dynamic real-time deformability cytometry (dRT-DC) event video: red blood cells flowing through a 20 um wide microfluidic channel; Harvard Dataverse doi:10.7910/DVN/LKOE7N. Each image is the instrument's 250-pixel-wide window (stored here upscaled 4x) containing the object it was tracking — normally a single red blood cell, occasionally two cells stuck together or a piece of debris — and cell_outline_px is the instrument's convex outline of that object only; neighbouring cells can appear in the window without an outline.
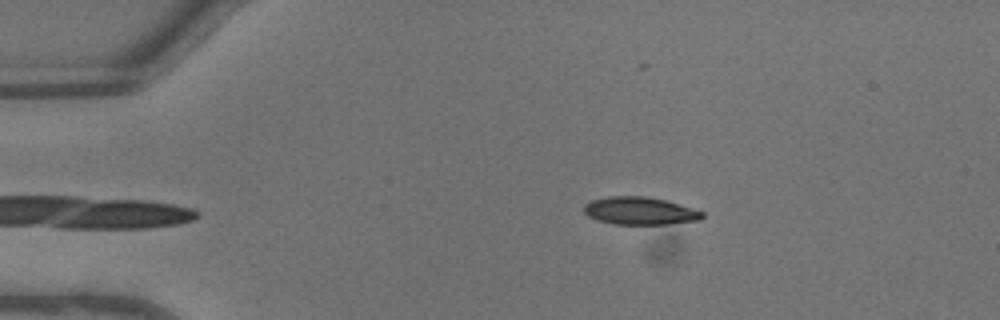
{"species": "common noctule bat (a hibernating species)", "species_latin": "Nyctalus noctula", "temperature_condition": "warm", "stored_images_in_passage": 37, "camera_frame_rate_fps": 3000, "um_per_image_px": 0.085, "animal": {"sex": "male", "body_mass_g": 13.3}, "frame": {"image": 1, "passage_image": 1, "time_ms": 0.0, "image_size_px": [1000, 320], "cell_outline_px": [[704, 216], [700, 220], [664, 224], [612, 224], [596, 220], [588, 216], [584, 212], [584, 204], [592, 200], [608, 196], [644, 196], [668, 200], [704, 212]], "centroid_in_image_um": [54.38, 17.92], "position_along_channel_um": 30.6, "area_um2": 19.19}}
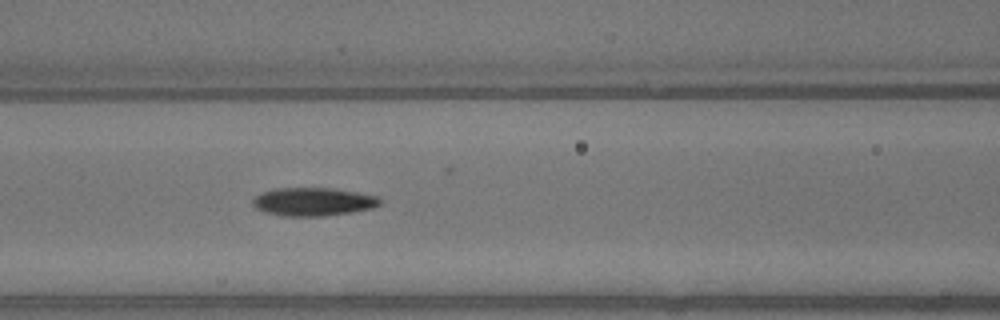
{"frame": {"image": 2, "passage_image": 12, "time_ms": 3.667, "image_size_px": [1000, 320], "cell_outline_px": [[384, 200], [380, 204], [372, 208], [352, 212], [324, 216], [284, 216], [264, 212], [256, 208], [252, 204], [252, 200], [256, 196], [264, 192], [276, 188], [332, 188], [380, 196]], "centroid_in_image_um": [26.66, 17.15], "position_along_channel_um": 139.9, "area_um2": 21.04}}
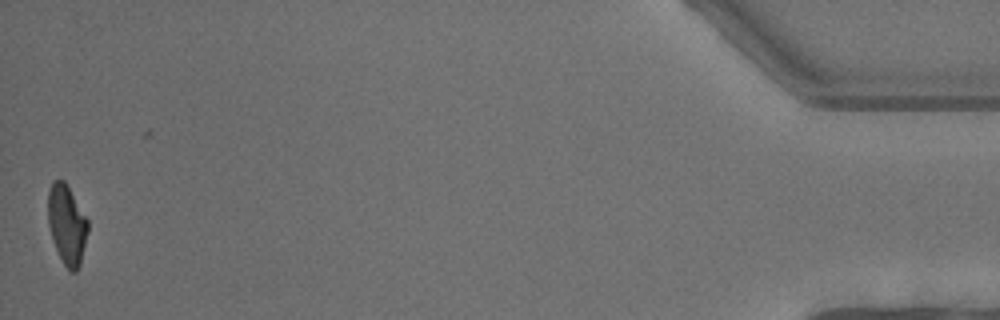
{"frame": {"image": 3, "passage_image": 37, "time_ms": 12.0, "image_size_px": [1000, 320], "cell_outline_px": [[88, 232], [80, 264], [76, 272], [72, 272], [64, 264], [56, 248], [48, 224], [48, 188], [52, 180], [64, 180], [88, 220]], "centroid_in_image_um": [5.68, 19.06], "position_along_channel_um": 429.5, "area_um2": 18.26}, "authors_computed_cell_mechanics": {"area_um2": 20.23, "velocity_mm_per_s": 4.6353, "shape_relaxation_time_tau1_ms": 3.4535, "shape_relaxation_time_tau2_ms": 1.8935, "deformation_change_tau1": 0.1666, "deformation_change_tau2": 0.0917}}